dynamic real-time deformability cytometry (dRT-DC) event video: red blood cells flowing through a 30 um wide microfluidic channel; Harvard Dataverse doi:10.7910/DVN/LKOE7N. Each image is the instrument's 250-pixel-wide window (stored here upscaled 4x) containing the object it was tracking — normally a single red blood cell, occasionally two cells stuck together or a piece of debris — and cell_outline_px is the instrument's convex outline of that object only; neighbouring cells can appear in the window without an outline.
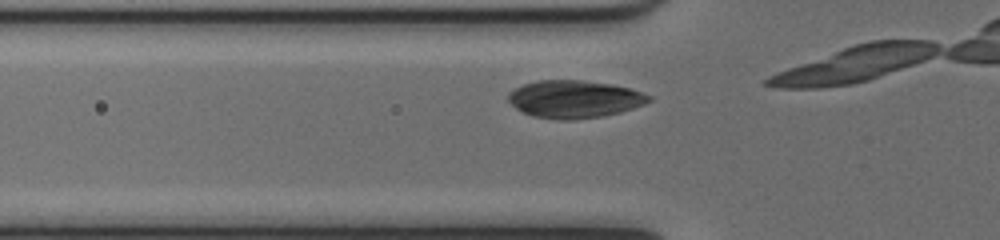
{"species": "common noctule bat (a hibernating species)", "species_latin": "Nyctalus noctula", "temperature_condition": "cold", "stored_images_in_passage": 6, "camera_frame_rate_fps": 3000, "um_per_image_px": 0.085, "animal": {"sex": "female", "body_mass_g": 17.0, "forearm_length_mm": 48.0}, "frame": {"image": 1, "passage_image": 2, "time_ms": 0.333, "image_size_px": [1000, 240], "cell_outline_px": [[652, 100], [644, 104], [620, 112], [604, 116], [572, 120], [556, 120], [532, 116], [516, 108], [508, 100], [508, 92], [524, 84], [536, 80], [580, 80], [608, 84], [632, 88], [652, 96]], "centroid_in_image_um": [48.83, 8.43], "position_along_channel_um": 77.0, "area_um2": 30.87}}
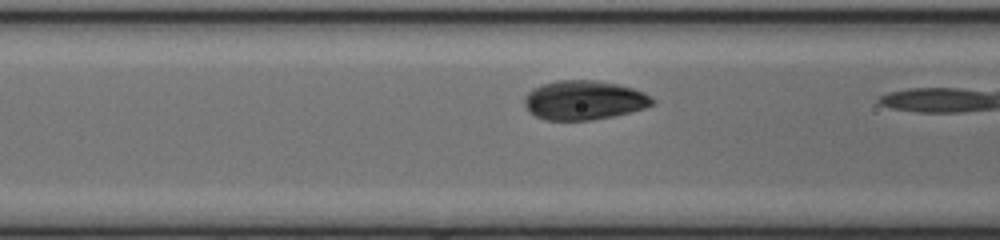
{"frame": {"image": 2, "passage_image": 5, "time_ms": 1.333, "image_size_px": [1000, 240], "cell_outline_px": [[656, 104], [632, 112], [592, 120], [544, 120], [536, 116], [524, 104], [524, 96], [532, 88], [540, 84], [556, 80], [596, 80], [616, 84], [632, 88], [644, 92], [656, 100]], "centroid_in_image_um": [49.65, 8.51], "position_along_channel_um": 116.9, "area_um2": 29.42}}